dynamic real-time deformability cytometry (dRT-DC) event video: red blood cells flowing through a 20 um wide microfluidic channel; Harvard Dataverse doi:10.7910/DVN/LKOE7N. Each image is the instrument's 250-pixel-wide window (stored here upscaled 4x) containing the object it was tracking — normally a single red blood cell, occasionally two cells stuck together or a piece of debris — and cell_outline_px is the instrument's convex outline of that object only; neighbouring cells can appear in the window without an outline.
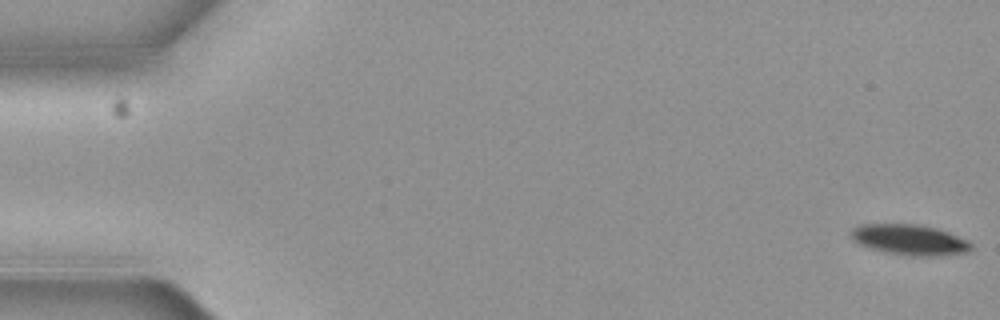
{"species": "common noctule bat (a hibernating species)", "species_latin": "Nyctalus noctula", "temperature_condition": "cold", "stored_images_in_passage": 5, "camera_frame_rate_fps": 3000, "um_per_image_px": 0.085, "animal": {"sex": "female", "body_mass_g": 19.3, "forearm_length_mm": 54.1}, "frame": {"image": 1, "passage_image": 1, "time_ms": 0.0, "image_size_px": [1000, 320], "cell_outline_px": [[972, 248], [968, 252], [940, 256], [908, 256], [868, 248], [860, 244], [852, 236], [852, 232], [856, 228], [864, 224], [916, 224], [936, 228], [948, 232], [968, 240], [972, 244]], "centroid_in_image_um": [77.4, 20.39], "position_along_channel_um": 7.6, "area_um2": 21.15}}